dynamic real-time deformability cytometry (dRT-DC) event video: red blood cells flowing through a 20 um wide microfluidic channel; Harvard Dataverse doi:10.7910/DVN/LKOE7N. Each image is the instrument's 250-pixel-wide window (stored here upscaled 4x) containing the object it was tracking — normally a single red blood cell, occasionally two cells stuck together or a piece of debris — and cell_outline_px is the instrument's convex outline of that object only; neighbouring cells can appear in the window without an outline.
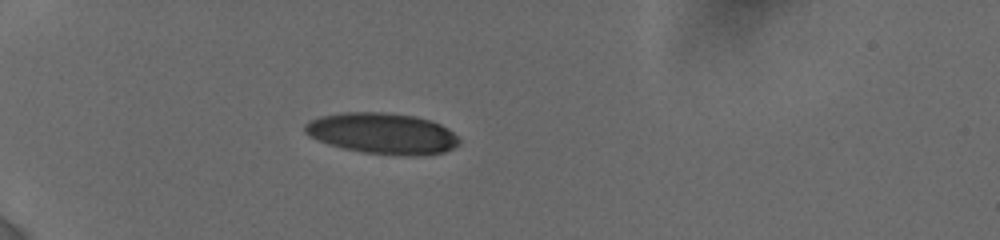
{"species": "human", "species_latin": "Homo sapiens", "temperature_condition": "cold", "stored_images_in_passage": 28, "camera_frame_rate_fps": 3000, "um_per_image_px": 0.085, "donor": {"sex": "female"}, "frame": {"image": 1, "passage_image": 23, "time_ms": 4.0, "image_size_px": [1000, 240], "cell_outline_px": [[460, 144], [444, 152], [424, 156], [404, 156], [364, 152], [344, 148], [328, 144], [308, 136], [304, 132], [304, 124], [308, 120], [320, 116], [344, 112], [380, 112], [412, 116], [428, 120], [440, 124], [448, 128], [460, 140]], "centroid_in_image_um": [32.48, 11.35], "position_along_channel_um": 52.5, "area_um2": 36.93}}